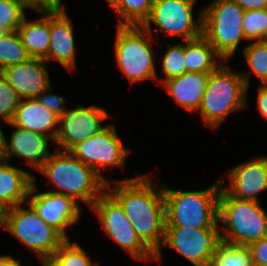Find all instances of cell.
Returning <instances> with one entry per match:
<instances>
[{
	"mask_svg": "<svg viewBox=\"0 0 267 266\" xmlns=\"http://www.w3.org/2000/svg\"><path fill=\"white\" fill-rule=\"evenodd\" d=\"M151 177L152 174H142L119 181L111 180L106 190L120 203L133 229L160 264L165 231V202L163 185H154Z\"/></svg>",
	"mask_w": 267,
	"mask_h": 266,
	"instance_id": "6da1fadb",
	"label": "cell"
},
{
	"mask_svg": "<svg viewBox=\"0 0 267 266\" xmlns=\"http://www.w3.org/2000/svg\"><path fill=\"white\" fill-rule=\"evenodd\" d=\"M38 171L57 188L48 192L81 200L89 208L106 191L107 183L93 169L58 147Z\"/></svg>",
	"mask_w": 267,
	"mask_h": 266,
	"instance_id": "7a4b0ae2",
	"label": "cell"
},
{
	"mask_svg": "<svg viewBox=\"0 0 267 266\" xmlns=\"http://www.w3.org/2000/svg\"><path fill=\"white\" fill-rule=\"evenodd\" d=\"M224 180L196 191H178L163 184L165 227H219L218 198Z\"/></svg>",
	"mask_w": 267,
	"mask_h": 266,
	"instance_id": "3957f363",
	"label": "cell"
},
{
	"mask_svg": "<svg viewBox=\"0 0 267 266\" xmlns=\"http://www.w3.org/2000/svg\"><path fill=\"white\" fill-rule=\"evenodd\" d=\"M222 64L209 74L206 91L198 109L205 125L217 130L225 118L246 106L247 86L241 72Z\"/></svg>",
	"mask_w": 267,
	"mask_h": 266,
	"instance_id": "277c9868",
	"label": "cell"
},
{
	"mask_svg": "<svg viewBox=\"0 0 267 266\" xmlns=\"http://www.w3.org/2000/svg\"><path fill=\"white\" fill-rule=\"evenodd\" d=\"M222 242L248 247L267 237V213L261 202L238 200L222 187L218 198V223Z\"/></svg>",
	"mask_w": 267,
	"mask_h": 266,
	"instance_id": "5b68a950",
	"label": "cell"
},
{
	"mask_svg": "<svg viewBox=\"0 0 267 266\" xmlns=\"http://www.w3.org/2000/svg\"><path fill=\"white\" fill-rule=\"evenodd\" d=\"M245 10L233 0H214L202 9V36L225 61L245 39L242 24Z\"/></svg>",
	"mask_w": 267,
	"mask_h": 266,
	"instance_id": "8992f818",
	"label": "cell"
},
{
	"mask_svg": "<svg viewBox=\"0 0 267 266\" xmlns=\"http://www.w3.org/2000/svg\"><path fill=\"white\" fill-rule=\"evenodd\" d=\"M152 37L142 26H117L115 58L118 67L131 83L158 79L155 52L150 43Z\"/></svg>",
	"mask_w": 267,
	"mask_h": 266,
	"instance_id": "52a82bcc",
	"label": "cell"
},
{
	"mask_svg": "<svg viewBox=\"0 0 267 266\" xmlns=\"http://www.w3.org/2000/svg\"><path fill=\"white\" fill-rule=\"evenodd\" d=\"M28 206L29 208L26 209ZM6 231L31 249L40 259L52 257L66 240L42 220L27 202L9 208Z\"/></svg>",
	"mask_w": 267,
	"mask_h": 266,
	"instance_id": "ba28073f",
	"label": "cell"
},
{
	"mask_svg": "<svg viewBox=\"0 0 267 266\" xmlns=\"http://www.w3.org/2000/svg\"><path fill=\"white\" fill-rule=\"evenodd\" d=\"M105 234L136 260L151 262L155 254L141 241L120 203L106 190L91 206Z\"/></svg>",
	"mask_w": 267,
	"mask_h": 266,
	"instance_id": "9c48e42d",
	"label": "cell"
},
{
	"mask_svg": "<svg viewBox=\"0 0 267 266\" xmlns=\"http://www.w3.org/2000/svg\"><path fill=\"white\" fill-rule=\"evenodd\" d=\"M197 0H154L151 13L142 27L151 35V23L164 32L184 41L202 36V9L195 20L193 9Z\"/></svg>",
	"mask_w": 267,
	"mask_h": 266,
	"instance_id": "30bf717a",
	"label": "cell"
},
{
	"mask_svg": "<svg viewBox=\"0 0 267 266\" xmlns=\"http://www.w3.org/2000/svg\"><path fill=\"white\" fill-rule=\"evenodd\" d=\"M69 152L93 169L106 183L109 180L100 172L111 167H124L127 156L130 154V150L118 137L114 124L105 126L87 140L77 143Z\"/></svg>",
	"mask_w": 267,
	"mask_h": 266,
	"instance_id": "8fae6325",
	"label": "cell"
},
{
	"mask_svg": "<svg viewBox=\"0 0 267 266\" xmlns=\"http://www.w3.org/2000/svg\"><path fill=\"white\" fill-rule=\"evenodd\" d=\"M217 228L165 227L162 246L171 248L193 266H210L212 256L222 243Z\"/></svg>",
	"mask_w": 267,
	"mask_h": 266,
	"instance_id": "7c38bea8",
	"label": "cell"
},
{
	"mask_svg": "<svg viewBox=\"0 0 267 266\" xmlns=\"http://www.w3.org/2000/svg\"><path fill=\"white\" fill-rule=\"evenodd\" d=\"M109 117L104 108L91 105L68 109L62 114L58 122V130L54 143L62 147L61 151H69L77 143L87 140L105 126L100 122Z\"/></svg>",
	"mask_w": 267,
	"mask_h": 266,
	"instance_id": "4fadbf2b",
	"label": "cell"
},
{
	"mask_svg": "<svg viewBox=\"0 0 267 266\" xmlns=\"http://www.w3.org/2000/svg\"><path fill=\"white\" fill-rule=\"evenodd\" d=\"M35 178L33 176L27 203L35 209L42 220L57 230L65 239H69L66 229L80 220L81 209L79 202L54 192L36 193L37 184H35Z\"/></svg>",
	"mask_w": 267,
	"mask_h": 266,
	"instance_id": "5bb4252c",
	"label": "cell"
},
{
	"mask_svg": "<svg viewBox=\"0 0 267 266\" xmlns=\"http://www.w3.org/2000/svg\"><path fill=\"white\" fill-rule=\"evenodd\" d=\"M229 186L222 187L238 200L260 202L259 195L267 189V156H256L230 169Z\"/></svg>",
	"mask_w": 267,
	"mask_h": 266,
	"instance_id": "9a60e30c",
	"label": "cell"
},
{
	"mask_svg": "<svg viewBox=\"0 0 267 266\" xmlns=\"http://www.w3.org/2000/svg\"><path fill=\"white\" fill-rule=\"evenodd\" d=\"M64 6L49 7L50 48L44 61H56L72 71L76 67V49L72 20Z\"/></svg>",
	"mask_w": 267,
	"mask_h": 266,
	"instance_id": "2e32d148",
	"label": "cell"
},
{
	"mask_svg": "<svg viewBox=\"0 0 267 266\" xmlns=\"http://www.w3.org/2000/svg\"><path fill=\"white\" fill-rule=\"evenodd\" d=\"M10 135V142L3 136V159L9 161L12 156L25 158L26 163L39 170L44 162L53 154L49 152V140L54 142L52 137L38 134L27 129L14 126Z\"/></svg>",
	"mask_w": 267,
	"mask_h": 266,
	"instance_id": "e0dca14e",
	"label": "cell"
},
{
	"mask_svg": "<svg viewBox=\"0 0 267 266\" xmlns=\"http://www.w3.org/2000/svg\"><path fill=\"white\" fill-rule=\"evenodd\" d=\"M1 73L20 99L36 98L52 85L47 64L43 59L30 58L28 61L5 68Z\"/></svg>",
	"mask_w": 267,
	"mask_h": 266,
	"instance_id": "ac0fdd59",
	"label": "cell"
},
{
	"mask_svg": "<svg viewBox=\"0 0 267 266\" xmlns=\"http://www.w3.org/2000/svg\"><path fill=\"white\" fill-rule=\"evenodd\" d=\"M208 77V73L184 72L162 84L178 105L195 113L201 105Z\"/></svg>",
	"mask_w": 267,
	"mask_h": 266,
	"instance_id": "d6986e66",
	"label": "cell"
},
{
	"mask_svg": "<svg viewBox=\"0 0 267 266\" xmlns=\"http://www.w3.org/2000/svg\"><path fill=\"white\" fill-rule=\"evenodd\" d=\"M59 117L36 98L21 99L11 123L14 126L52 137L55 140Z\"/></svg>",
	"mask_w": 267,
	"mask_h": 266,
	"instance_id": "ffe728a7",
	"label": "cell"
},
{
	"mask_svg": "<svg viewBox=\"0 0 267 266\" xmlns=\"http://www.w3.org/2000/svg\"><path fill=\"white\" fill-rule=\"evenodd\" d=\"M32 183V174L0 160V202L9 208L27 202Z\"/></svg>",
	"mask_w": 267,
	"mask_h": 266,
	"instance_id": "44dd1931",
	"label": "cell"
},
{
	"mask_svg": "<svg viewBox=\"0 0 267 266\" xmlns=\"http://www.w3.org/2000/svg\"><path fill=\"white\" fill-rule=\"evenodd\" d=\"M42 17L29 21L26 16L18 27L22 43L31 58L45 59L50 48L49 7L33 8Z\"/></svg>",
	"mask_w": 267,
	"mask_h": 266,
	"instance_id": "7402d4cb",
	"label": "cell"
},
{
	"mask_svg": "<svg viewBox=\"0 0 267 266\" xmlns=\"http://www.w3.org/2000/svg\"><path fill=\"white\" fill-rule=\"evenodd\" d=\"M221 62L224 60L203 36L185 41V72L210 74Z\"/></svg>",
	"mask_w": 267,
	"mask_h": 266,
	"instance_id": "603a6c76",
	"label": "cell"
},
{
	"mask_svg": "<svg viewBox=\"0 0 267 266\" xmlns=\"http://www.w3.org/2000/svg\"><path fill=\"white\" fill-rule=\"evenodd\" d=\"M154 0H117L112 6L120 15L117 26H142L148 19Z\"/></svg>",
	"mask_w": 267,
	"mask_h": 266,
	"instance_id": "cb8c5ba5",
	"label": "cell"
},
{
	"mask_svg": "<svg viewBox=\"0 0 267 266\" xmlns=\"http://www.w3.org/2000/svg\"><path fill=\"white\" fill-rule=\"evenodd\" d=\"M242 52L250 69L248 72L241 73L247 86V92L252 72L260 80L261 85H267V44L262 41H251Z\"/></svg>",
	"mask_w": 267,
	"mask_h": 266,
	"instance_id": "d4e9b609",
	"label": "cell"
},
{
	"mask_svg": "<svg viewBox=\"0 0 267 266\" xmlns=\"http://www.w3.org/2000/svg\"><path fill=\"white\" fill-rule=\"evenodd\" d=\"M29 56L18 31L0 37V72L5 68L28 61Z\"/></svg>",
	"mask_w": 267,
	"mask_h": 266,
	"instance_id": "484cf974",
	"label": "cell"
},
{
	"mask_svg": "<svg viewBox=\"0 0 267 266\" xmlns=\"http://www.w3.org/2000/svg\"><path fill=\"white\" fill-rule=\"evenodd\" d=\"M210 266H253L248 247L222 242L213 254Z\"/></svg>",
	"mask_w": 267,
	"mask_h": 266,
	"instance_id": "4316f807",
	"label": "cell"
},
{
	"mask_svg": "<svg viewBox=\"0 0 267 266\" xmlns=\"http://www.w3.org/2000/svg\"><path fill=\"white\" fill-rule=\"evenodd\" d=\"M52 258L60 266H98L93 263L87 252L77 243L66 239L53 254Z\"/></svg>",
	"mask_w": 267,
	"mask_h": 266,
	"instance_id": "83f0119b",
	"label": "cell"
},
{
	"mask_svg": "<svg viewBox=\"0 0 267 266\" xmlns=\"http://www.w3.org/2000/svg\"><path fill=\"white\" fill-rule=\"evenodd\" d=\"M167 50L161 60V69L164 79H158L160 85L173 77L180 76L185 72V41L172 46L167 44Z\"/></svg>",
	"mask_w": 267,
	"mask_h": 266,
	"instance_id": "f1b7e54d",
	"label": "cell"
},
{
	"mask_svg": "<svg viewBox=\"0 0 267 266\" xmlns=\"http://www.w3.org/2000/svg\"><path fill=\"white\" fill-rule=\"evenodd\" d=\"M26 8L33 9L25 0H0V25L10 32L17 31Z\"/></svg>",
	"mask_w": 267,
	"mask_h": 266,
	"instance_id": "f546056e",
	"label": "cell"
},
{
	"mask_svg": "<svg viewBox=\"0 0 267 266\" xmlns=\"http://www.w3.org/2000/svg\"><path fill=\"white\" fill-rule=\"evenodd\" d=\"M242 28L245 40L261 41L267 33V9L245 10Z\"/></svg>",
	"mask_w": 267,
	"mask_h": 266,
	"instance_id": "4dcf8cb0",
	"label": "cell"
},
{
	"mask_svg": "<svg viewBox=\"0 0 267 266\" xmlns=\"http://www.w3.org/2000/svg\"><path fill=\"white\" fill-rule=\"evenodd\" d=\"M20 100L17 92L0 72V121L2 119L4 122L10 123L13 120Z\"/></svg>",
	"mask_w": 267,
	"mask_h": 266,
	"instance_id": "1f68e13d",
	"label": "cell"
},
{
	"mask_svg": "<svg viewBox=\"0 0 267 266\" xmlns=\"http://www.w3.org/2000/svg\"><path fill=\"white\" fill-rule=\"evenodd\" d=\"M50 90L51 86L39 94L36 100L60 118L67 110L65 106L67 101L62 95L51 93Z\"/></svg>",
	"mask_w": 267,
	"mask_h": 266,
	"instance_id": "d6a6232c",
	"label": "cell"
},
{
	"mask_svg": "<svg viewBox=\"0 0 267 266\" xmlns=\"http://www.w3.org/2000/svg\"><path fill=\"white\" fill-rule=\"evenodd\" d=\"M253 266H267V237L248 246Z\"/></svg>",
	"mask_w": 267,
	"mask_h": 266,
	"instance_id": "836d02e7",
	"label": "cell"
},
{
	"mask_svg": "<svg viewBox=\"0 0 267 266\" xmlns=\"http://www.w3.org/2000/svg\"><path fill=\"white\" fill-rule=\"evenodd\" d=\"M257 91V107L259 113L267 120V85H260Z\"/></svg>",
	"mask_w": 267,
	"mask_h": 266,
	"instance_id": "e575fe53",
	"label": "cell"
},
{
	"mask_svg": "<svg viewBox=\"0 0 267 266\" xmlns=\"http://www.w3.org/2000/svg\"><path fill=\"white\" fill-rule=\"evenodd\" d=\"M244 10L267 9V0H233Z\"/></svg>",
	"mask_w": 267,
	"mask_h": 266,
	"instance_id": "d590c367",
	"label": "cell"
},
{
	"mask_svg": "<svg viewBox=\"0 0 267 266\" xmlns=\"http://www.w3.org/2000/svg\"><path fill=\"white\" fill-rule=\"evenodd\" d=\"M0 266H22L20 261L14 259L11 255H1L0 256Z\"/></svg>",
	"mask_w": 267,
	"mask_h": 266,
	"instance_id": "8d00e7d4",
	"label": "cell"
},
{
	"mask_svg": "<svg viewBox=\"0 0 267 266\" xmlns=\"http://www.w3.org/2000/svg\"><path fill=\"white\" fill-rule=\"evenodd\" d=\"M9 207L4 203L0 202V227L6 230L7 227V217H8Z\"/></svg>",
	"mask_w": 267,
	"mask_h": 266,
	"instance_id": "74e56055",
	"label": "cell"
},
{
	"mask_svg": "<svg viewBox=\"0 0 267 266\" xmlns=\"http://www.w3.org/2000/svg\"><path fill=\"white\" fill-rule=\"evenodd\" d=\"M32 8H44L45 0H25Z\"/></svg>",
	"mask_w": 267,
	"mask_h": 266,
	"instance_id": "f35d334b",
	"label": "cell"
},
{
	"mask_svg": "<svg viewBox=\"0 0 267 266\" xmlns=\"http://www.w3.org/2000/svg\"><path fill=\"white\" fill-rule=\"evenodd\" d=\"M42 266H60L52 257L40 259Z\"/></svg>",
	"mask_w": 267,
	"mask_h": 266,
	"instance_id": "ab89813d",
	"label": "cell"
},
{
	"mask_svg": "<svg viewBox=\"0 0 267 266\" xmlns=\"http://www.w3.org/2000/svg\"><path fill=\"white\" fill-rule=\"evenodd\" d=\"M62 0H45V7L62 6Z\"/></svg>",
	"mask_w": 267,
	"mask_h": 266,
	"instance_id": "60d3db41",
	"label": "cell"
},
{
	"mask_svg": "<svg viewBox=\"0 0 267 266\" xmlns=\"http://www.w3.org/2000/svg\"><path fill=\"white\" fill-rule=\"evenodd\" d=\"M4 132L2 131V126L0 123V160L3 159V134Z\"/></svg>",
	"mask_w": 267,
	"mask_h": 266,
	"instance_id": "b9f144b4",
	"label": "cell"
},
{
	"mask_svg": "<svg viewBox=\"0 0 267 266\" xmlns=\"http://www.w3.org/2000/svg\"><path fill=\"white\" fill-rule=\"evenodd\" d=\"M9 32H10V31H9L6 27L0 25V37L5 36V35L8 34Z\"/></svg>",
	"mask_w": 267,
	"mask_h": 266,
	"instance_id": "7bdbcfd3",
	"label": "cell"
},
{
	"mask_svg": "<svg viewBox=\"0 0 267 266\" xmlns=\"http://www.w3.org/2000/svg\"><path fill=\"white\" fill-rule=\"evenodd\" d=\"M106 2L109 3V5L113 6L117 0H105Z\"/></svg>",
	"mask_w": 267,
	"mask_h": 266,
	"instance_id": "ee69618b",
	"label": "cell"
},
{
	"mask_svg": "<svg viewBox=\"0 0 267 266\" xmlns=\"http://www.w3.org/2000/svg\"><path fill=\"white\" fill-rule=\"evenodd\" d=\"M261 41L264 42L265 44H267V33L265 34V36L263 37V39Z\"/></svg>",
	"mask_w": 267,
	"mask_h": 266,
	"instance_id": "f6af8a7d",
	"label": "cell"
}]
</instances>
